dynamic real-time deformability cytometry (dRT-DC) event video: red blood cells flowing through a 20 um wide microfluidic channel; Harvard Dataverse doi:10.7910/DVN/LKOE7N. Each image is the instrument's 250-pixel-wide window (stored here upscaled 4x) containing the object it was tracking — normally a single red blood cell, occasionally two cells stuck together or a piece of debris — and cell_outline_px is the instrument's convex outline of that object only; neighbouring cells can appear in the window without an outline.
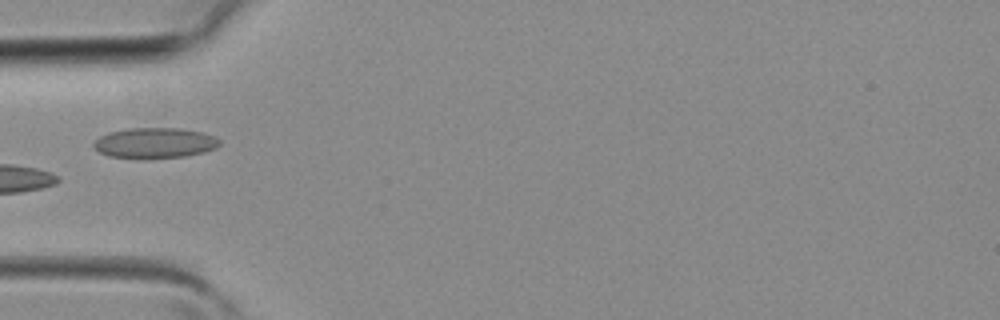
{"species": "common noctule bat (a hibernating species)", "species_latin": "Nyctalus noctula", "temperature_condition": "room temperature", "stored_images_in_passage": 2, "camera_frame_rate_fps": 3000, "um_per_image_px": 0.085, "animal": {"sex": "female", "body_mass_g": 19.3, "forearm_length_mm": 54.1}, "frame": {"image": 1, "passage_image": 2, "time_ms": 0.333, "image_size_px": [1000, 320], "cell_outline_px": [[220, 144], [216, 148], [204, 152], [184, 156], [148, 160], [140, 160], [108, 156], [100, 152], [92, 144], [100, 136], [108, 132], [128, 128], [180, 128], [204, 132], [220, 140]], "centroid_in_image_um": [13.14, 12.17], "position_along_channel_um": 71.9, "area_um2": 22.83}}